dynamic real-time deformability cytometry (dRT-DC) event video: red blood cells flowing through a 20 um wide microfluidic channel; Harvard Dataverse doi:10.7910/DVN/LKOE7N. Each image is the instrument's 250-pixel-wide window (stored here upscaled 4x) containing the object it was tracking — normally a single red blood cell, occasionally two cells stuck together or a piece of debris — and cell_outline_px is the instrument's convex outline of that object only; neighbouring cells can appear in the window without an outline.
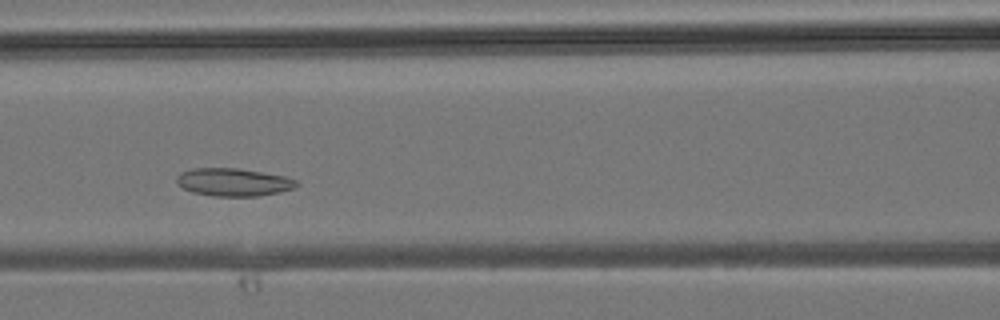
{"species": "common noctule bat (a hibernating species)", "species_latin": "Nyctalus noctula", "temperature_condition": "room temperature", "stored_images_in_passage": 28, "camera_frame_rate_fps": 3000, "um_per_image_px": 0.085, "animal": {"sex": "male", "body_mass_g": 19.2, "forearm_length_mm": 51.8}, "frame": {"image": 1, "passage_image": 11, "time_ms": 3.333, "image_size_px": [1000, 320], "cell_outline_px": [[300, 184], [292, 188], [280, 192], [256, 196], [212, 196], [192, 192], [184, 188], [176, 180], [176, 176], [180, 172], [192, 168], [236, 168], [284, 176], [296, 180]], "centroid_in_image_um": [19.82, 15.48], "position_along_channel_um": 146.8, "area_um2": 19.31}}
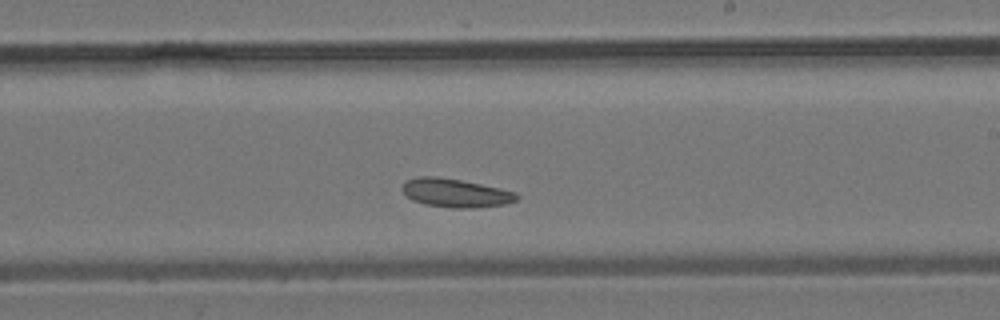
{"frame": {"image": 2, "passage_image": 17, "time_ms": 5.333, "image_size_px": [1000, 320], "cell_outline_px": [[520, 196], [516, 200], [504, 204], [472, 208], [452, 208], [424, 204], [412, 200], [404, 192], [404, 184], [408, 180], [420, 176], [436, 176], [460, 180], [500, 188], [516, 192]], "centroid_in_image_um": [38.75, 16.41], "position_along_channel_um": 250.3, "area_um2": 18.79}}
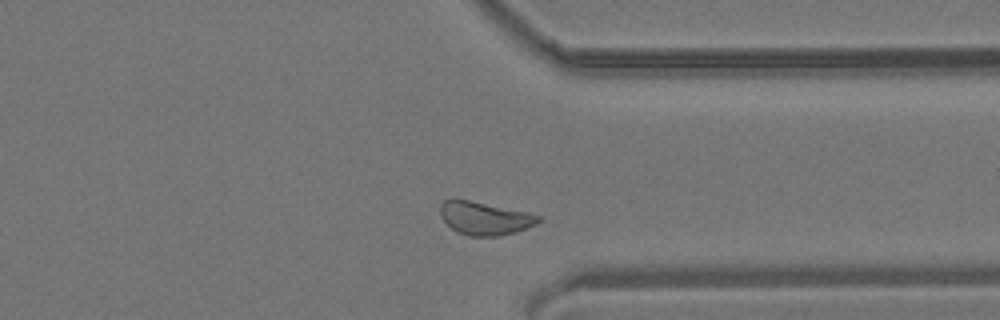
{"frame": {"image": 3, "passage_image": 24, "time_ms": 7.667, "image_size_px": [1000, 320], "cell_outline_px": [[544, 220], [536, 224], [516, 232], [500, 236], [468, 236], [456, 232], [444, 220], [440, 212], [440, 204], [444, 200], [452, 196], [456, 196], [528, 212], [540, 216]], "centroid_in_image_um": [41.19, 18.51], "position_along_channel_um": 370.2, "area_um2": 19.59}}